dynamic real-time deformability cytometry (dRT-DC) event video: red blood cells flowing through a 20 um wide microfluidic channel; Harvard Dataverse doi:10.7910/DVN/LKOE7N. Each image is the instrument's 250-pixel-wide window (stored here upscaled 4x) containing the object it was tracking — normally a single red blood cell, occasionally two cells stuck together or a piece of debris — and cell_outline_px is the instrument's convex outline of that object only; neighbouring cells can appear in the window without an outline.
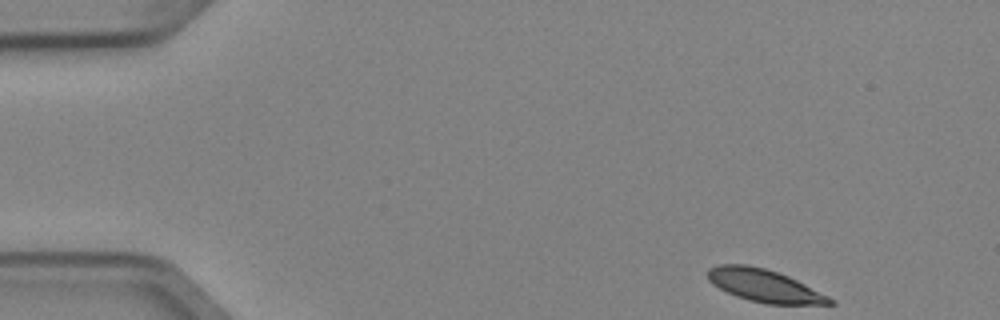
{"species": "Egyptian fruit bat (a non-hibernating species)", "species_latin": "Rousettus aegyptiacus", "temperature_condition": "cold", "stored_images_in_passage": 3, "camera_frame_rate_fps": 3000, "um_per_image_px": 0.085, "animal": {"sex": "female"}, "frame": {"image": 1, "passage_image": 1, "time_ms": 0.0, "image_size_px": [1000, 320], "cell_outline_px": [[836, 304], [768, 304], [748, 300], [736, 296], [712, 284], [708, 280], [708, 268], [720, 264], [748, 264], [764, 268], [788, 276], [836, 300]], "centroid_in_image_um": [64.96, 24.28], "position_along_channel_um": 20.0, "area_um2": 23.0}}
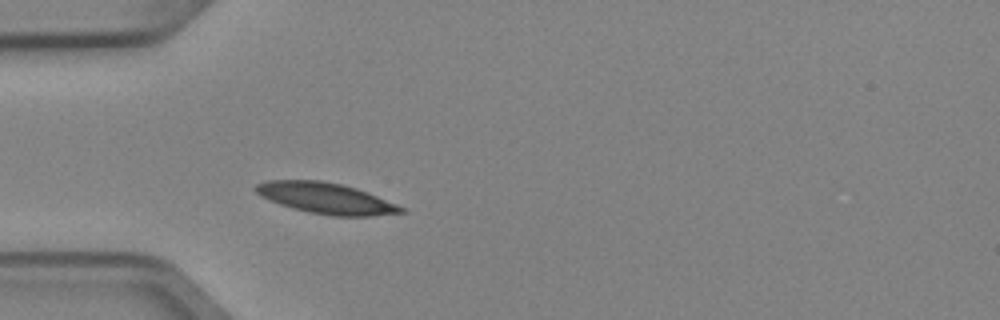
{"frame": {"image": 2, "passage_image": 3, "time_ms": 0.667, "image_size_px": [1000, 320], "cell_outline_px": [[404, 212], [372, 216], [332, 216], [308, 212], [292, 208], [268, 200], [260, 196], [252, 188], [256, 184], [268, 180], [320, 180], [340, 184], [356, 188], [368, 192], [396, 204], [404, 208]], "centroid_in_image_um": [27.66, 16.85], "position_along_channel_um": 57.3, "area_um2": 26.18}}